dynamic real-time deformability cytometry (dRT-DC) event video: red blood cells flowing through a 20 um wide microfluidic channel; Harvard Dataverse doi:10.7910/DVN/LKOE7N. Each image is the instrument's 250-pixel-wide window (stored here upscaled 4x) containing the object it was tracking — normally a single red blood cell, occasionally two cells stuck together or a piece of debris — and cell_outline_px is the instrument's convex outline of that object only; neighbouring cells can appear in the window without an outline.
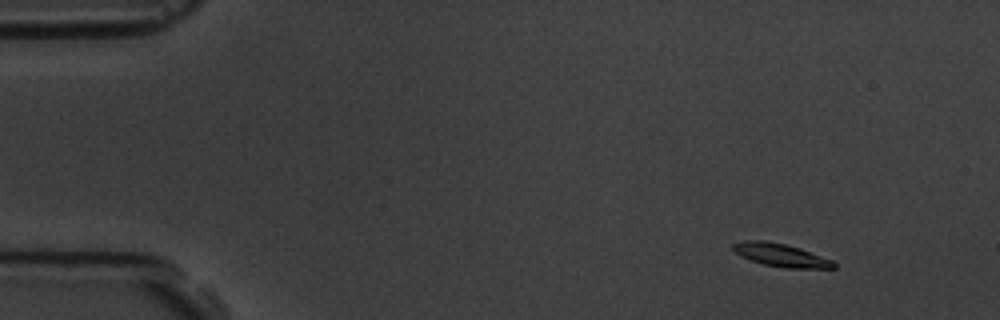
{"species": "common noctule bat (a hibernating species)", "species_latin": "Nyctalus noctula", "temperature_condition": "room temperature", "stored_images_in_passage": 5, "camera_frame_rate_fps": 3000, "um_per_image_px": 0.085, "animal": {"sex": "male", "body_mass_g": 19.5, "forearm_length_mm": 54.6}, "frame": {"image": 1, "passage_image": 2, "time_ms": 1.0, "image_size_px": [1000, 320], "cell_outline_px": [[836, 268], [784, 268], [764, 264], [740, 256], [732, 248], [732, 244], [744, 240], [764, 240], [784, 244], [800, 248], [832, 260], [836, 264]], "centroid_in_image_um": [66.37, 21.68], "position_along_channel_um": 18.6, "area_um2": 13.41}}
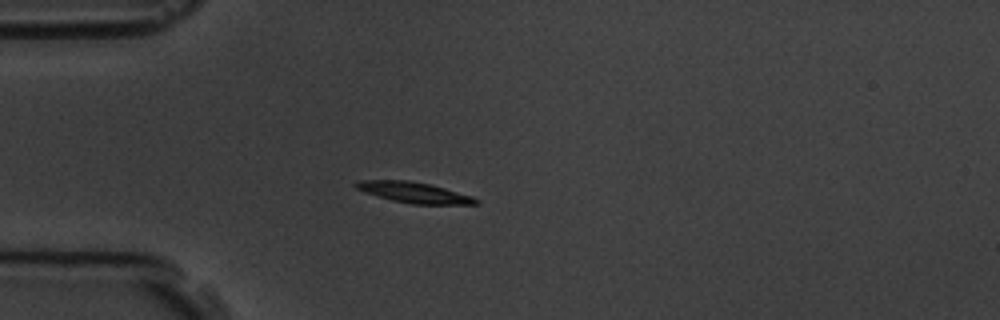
{"frame": {"image": 2, "passage_image": 5, "time_ms": 4.333, "image_size_px": [1000, 320], "cell_outline_px": [[480, 204], [412, 204], [392, 200], [364, 192], [356, 188], [352, 184], [360, 180], [408, 180], [432, 184], [472, 196], [480, 200]], "centroid_in_image_um": [35.21, 16.35], "position_along_channel_um": 49.8, "area_um2": 14.57}}